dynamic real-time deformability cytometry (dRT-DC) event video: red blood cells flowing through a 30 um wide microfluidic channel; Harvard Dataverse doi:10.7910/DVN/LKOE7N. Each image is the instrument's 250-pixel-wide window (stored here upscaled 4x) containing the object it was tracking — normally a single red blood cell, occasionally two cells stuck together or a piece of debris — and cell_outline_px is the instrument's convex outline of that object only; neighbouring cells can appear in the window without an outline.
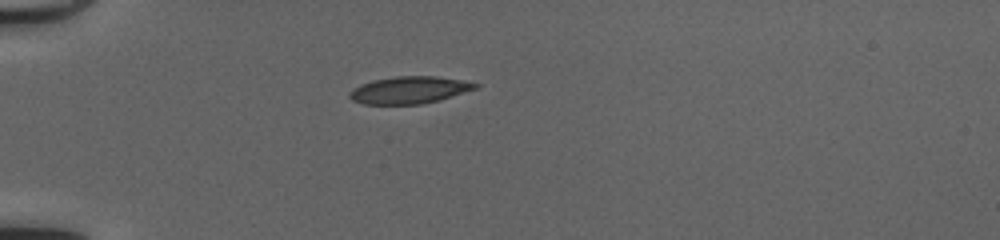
{"species": "common noctule bat (a hibernating species)", "species_latin": "Nyctalus noctula", "temperature_condition": "cold", "stored_images_in_passage": 36, "camera_frame_rate_fps": 3000, "um_per_image_px": 0.085, "animal": {"sex": "female", "body_mass_g": 20.0, "forearm_length_mm": 54.0}, "frame": {"image": 1, "passage_image": 1, "time_ms": 0.0, "image_size_px": [1000, 240], "cell_outline_px": [[480, 84], [476, 88], [440, 100], [420, 104], [364, 104], [352, 100], [348, 96], [348, 92], [352, 88], [360, 84], [372, 80], [396, 76], [436, 76], [460, 80]], "centroid_in_image_um": [34.73, 7.65], "position_along_channel_um": 50.3, "area_um2": 19.88}}
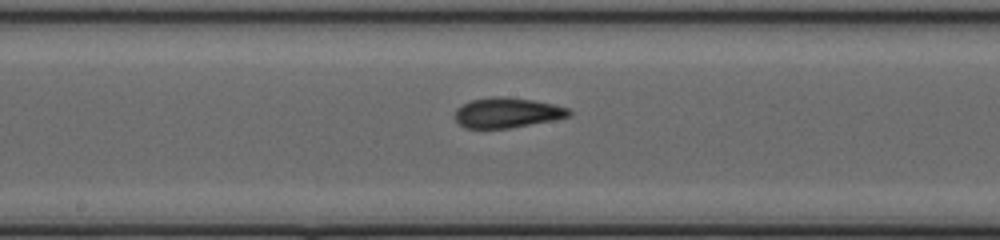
{"frame": {"image": 2, "passage_image": 14, "time_ms": 4.333, "image_size_px": [1000, 240], "cell_outline_px": [[572, 116], [552, 120], [508, 128], [464, 128], [452, 116], [456, 108], [472, 100], [492, 96], [500, 96], [532, 100], [552, 104], [568, 108], [572, 112]], "centroid_in_image_um": [43.07, 9.58], "position_along_channel_um": 205.1, "area_um2": 19.94}}
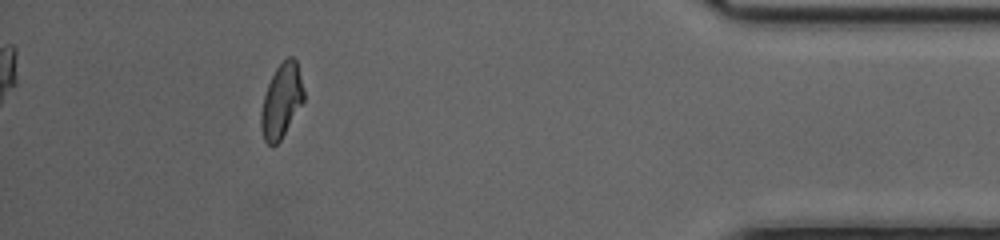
{"frame": {"image": 3, "passage_image": 32, "time_ms": 10.333, "image_size_px": [1000, 240], "cell_outline_px": [[304, 100], [280, 140], [272, 148], [264, 140], [260, 128], [260, 112], [264, 96], [268, 84], [276, 68], [288, 56], [292, 56], [296, 60], [304, 88]], "centroid_in_image_um": [23.91, 8.58], "position_along_channel_um": 411.3, "area_um2": 18.38}, "authors_computed_cell_mechanics": {"area_um2": 19.5653, "velocity_mm_per_s": 4.1683, "shape_relaxation_time_tau1_ms": null, "shape_relaxation_time_tau2_ms": 1.4791, "deformation_change_tau1": null, "deformation_change_tau2": 0.0615}}